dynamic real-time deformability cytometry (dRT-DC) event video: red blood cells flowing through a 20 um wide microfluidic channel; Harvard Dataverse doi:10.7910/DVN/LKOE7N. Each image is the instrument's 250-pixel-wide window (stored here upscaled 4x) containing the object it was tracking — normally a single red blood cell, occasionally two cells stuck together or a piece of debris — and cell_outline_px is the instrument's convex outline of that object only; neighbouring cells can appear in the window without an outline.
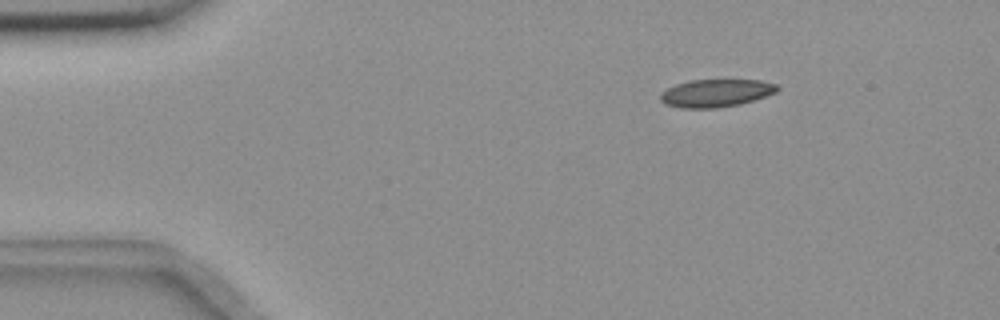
{"species": "common noctule bat (a hibernating species)", "species_latin": "Nyctalus noctula", "temperature_condition": "room temperature", "stored_images_in_passage": 48, "camera_frame_rate_fps": 3000, "um_per_image_px": 0.085, "animal": {"sex": "female", "body_mass_g": 18.4}, "frame": {"image": 1, "passage_image": 1, "time_ms": 0.0, "image_size_px": [1000, 320], "cell_outline_px": [[780, 88], [776, 92], [740, 104], [716, 108], [680, 108], [664, 104], [660, 100], [660, 92], [676, 84], [692, 80], [760, 80], [776, 84]], "centroid_in_image_um": [60.82, 7.91], "position_along_channel_um": 24.2, "area_um2": 18.84}}
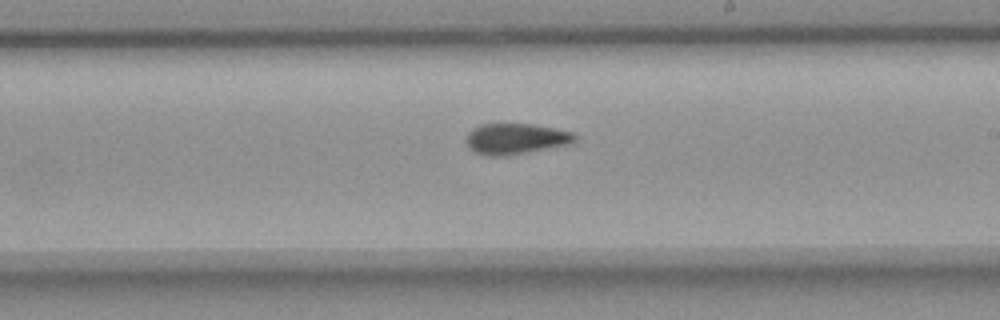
{"frame": {"image": 2, "passage_image": 25, "time_ms": 8.0, "image_size_px": [1000, 320], "cell_outline_px": [[576, 140], [568, 144], [504, 156], [492, 156], [476, 152], [468, 148], [468, 132], [472, 128], [480, 124], [532, 124], [572, 132], [576, 136]], "centroid_in_image_um": [43.81, 11.78], "position_along_channel_um": 245.2, "area_um2": 19.07}}
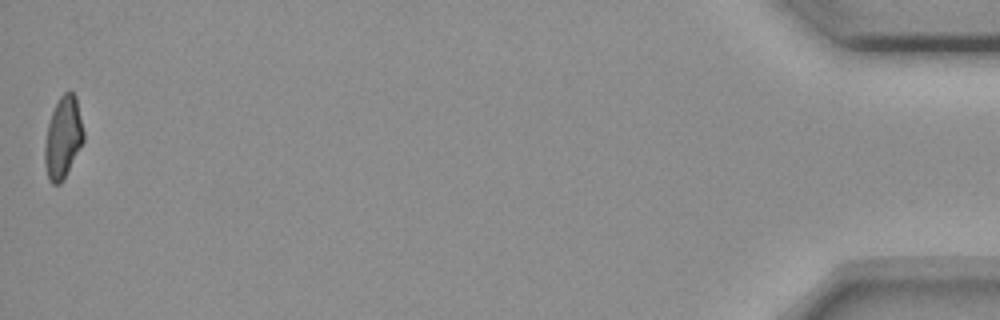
{"frame": {"image": 3, "passage_image": 48, "time_ms": 15.667, "image_size_px": [1000, 320], "cell_outline_px": [[84, 140], [60, 184], [52, 184], [48, 180], [44, 160], [44, 148], [48, 124], [52, 112], [60, 96], [64, 92], [72, 92], [76, 96], [84, 132]], "centroid_in_image_um": [5.35, 11.69], "position_along_channel_um": 429.9, "area_um2": 18.21}, "authors_computed_cell_mechanics": {"area_um2": 19.4786, "velocity_mm_per_s": 3.6576, "shape_relaxation_time_tau1_ms": null, "shape_relaxation_time_tau2_ms": 2.2693, "deformation_change_tau1": null, "deformation_change_tau2": 0.0726}}